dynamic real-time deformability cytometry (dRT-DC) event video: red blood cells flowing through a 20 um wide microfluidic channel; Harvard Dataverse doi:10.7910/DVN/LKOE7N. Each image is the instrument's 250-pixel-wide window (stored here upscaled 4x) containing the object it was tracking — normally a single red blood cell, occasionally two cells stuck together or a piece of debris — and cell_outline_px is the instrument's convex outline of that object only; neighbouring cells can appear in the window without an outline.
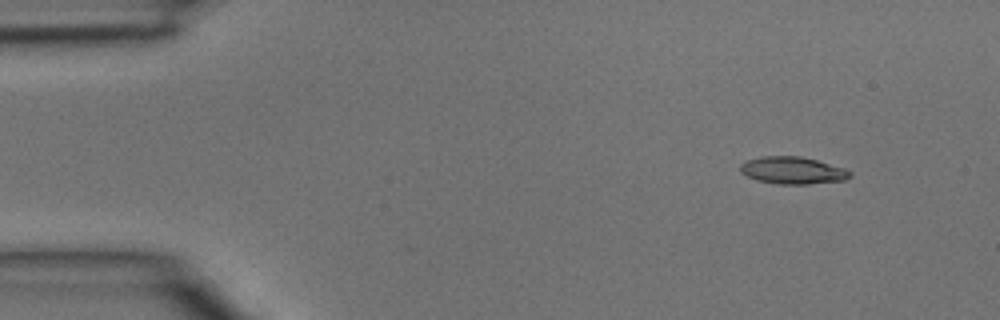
{"species": "common noctule bat (a hibernating species)", "species_latin": "Nyctalus noctula", "temperature_condition": "room temperature", "stored_images_in_passage": 3, "camera_frame_rate_fps": 3000, "um_per_image_px": 0.085, "animal": {"sex": "male", "body_mass_g": 15.6}, "frame": {"image": 1, "passage_image": 1, "time_ms": 0.0, "image_size_px": [1000, 320], "cell_outline_px": [[852, 176], [844, 180], [808, 184], [776, 184], [756, 180], [740, 172], [740, 164], [748, 160], [760, 156], [800, 156], [816, 160], [844, 168], [852, 172]], "centroid_in_image_um": [67.37, 14.49], "position_along_channel_um": 17.6, "area_um2": 17.4}}
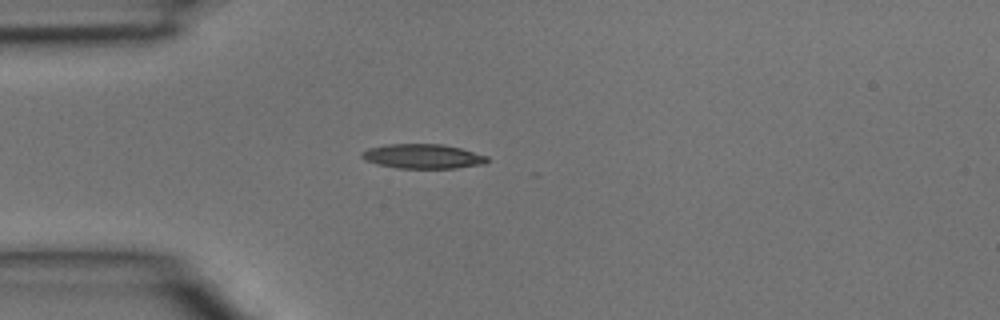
{"frame": {"image": 2, "passage_image": 3, "time_ms": 0.667, "image_size_px": [1000, 320], "cell_outline_px": [[488, 160], [484, 164], [456, 168], [396, 168], [376, 164], [364, 160], [360, 156], [360, 152], [368, 148], [388, 144], [444, 144], [460, 148], [488, 156]], "centroid_in_image_um": [35.9, 13.29], "position_along_channel_um": 49.1, "area_um2": 18.03}}